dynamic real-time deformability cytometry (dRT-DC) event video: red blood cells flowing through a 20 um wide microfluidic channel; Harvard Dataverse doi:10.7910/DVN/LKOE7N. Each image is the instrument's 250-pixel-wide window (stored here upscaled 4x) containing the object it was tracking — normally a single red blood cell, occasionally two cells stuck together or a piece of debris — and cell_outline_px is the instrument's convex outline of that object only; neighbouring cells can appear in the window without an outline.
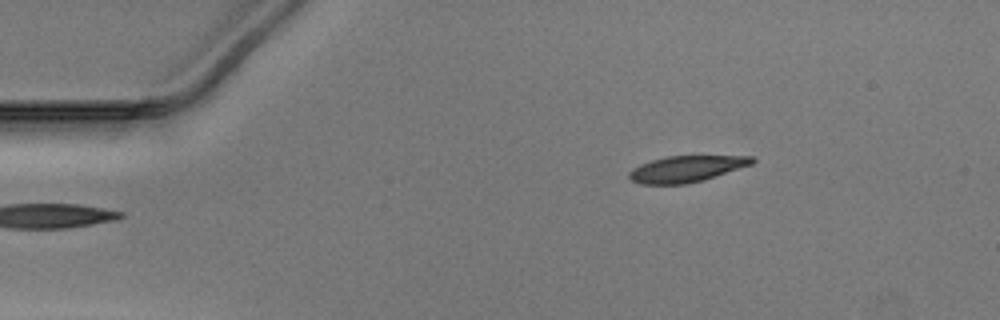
{"species": "Egyptian fruit bat (a non-hibernating species)", "species_latin": "Rousettus aegyptiacus", "temperature_condition": "warm", "stored_images_in_passage": 45, "camera_frame_rate_fps": 3000, "um_per_image_px": 0.085, "animal": {"sex": "male"}, "frame": {"image": 1, "passage_image": 1, "time_ms": 0.0, "image_size_px": [1000, 320], "cell_outline_px": [[756, 160], [752, 164], [704, 180], [684, 184], [640, 184], [632, 180], [628, 176], [628, 172], [632, 168], [640, 164], [652, 160], [668, 156], [752, 156]], "centroid_in_image_um": [58.32, 14.35], "position_along_channel_um": 26.7, "area_um2": 18.73}}
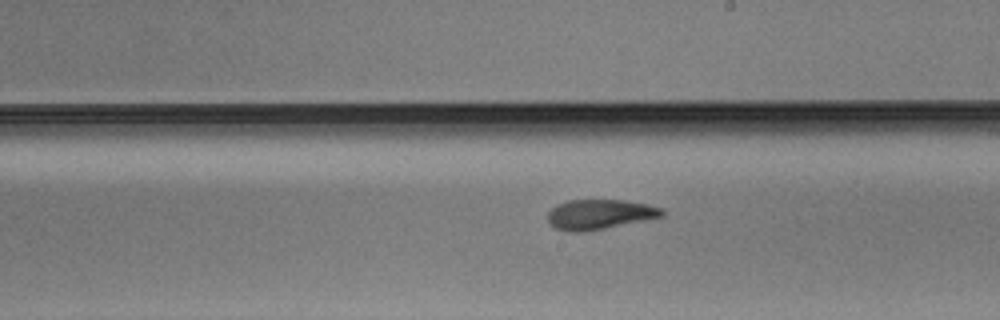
{"frame": {"image": 2, "passage_image": 22, "time_ms": 7.0, "image_size_px": [1000, 320], "cell_outline_px": [[664, 216], [588, 232], [568, 232], [556, 228], [548, 220], [548, 212], [556, 204], [568, 200], [624, 200], [648, 204], [660, 208], [664, 212]], "centroid_in_image_um": [50.96, 18.22], "position_along_channel_um": 238.0, "area_um2": 20.0}}
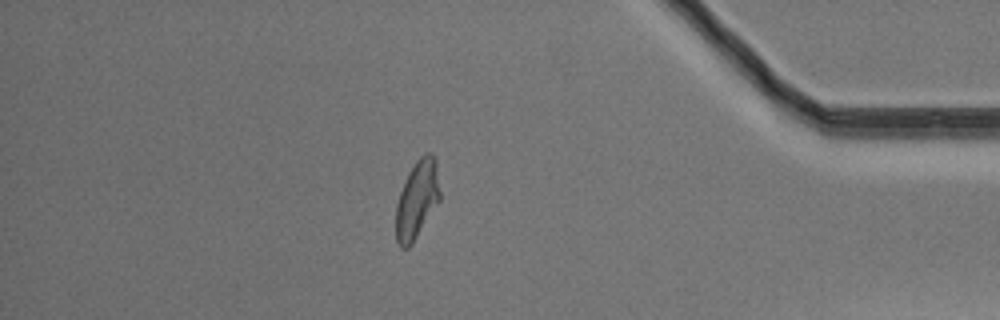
{"frame": {"image": 3, "passage_image": 37, "time_ms": 12.0, "image_size_px": [1000, 320], "cell_outline_px": [[440, 200], [412, 244], [408, 248], [400, 248], [396, 240], [396, 204], [400, 192], [408, 172], [416, 160], [424, 152], [432, 152], [436, 160], [440, 192]], "centroid_in_image_um": [35.45, 16.94], "position_along_channel_um": 399.8, "area_um2": 20.17}}